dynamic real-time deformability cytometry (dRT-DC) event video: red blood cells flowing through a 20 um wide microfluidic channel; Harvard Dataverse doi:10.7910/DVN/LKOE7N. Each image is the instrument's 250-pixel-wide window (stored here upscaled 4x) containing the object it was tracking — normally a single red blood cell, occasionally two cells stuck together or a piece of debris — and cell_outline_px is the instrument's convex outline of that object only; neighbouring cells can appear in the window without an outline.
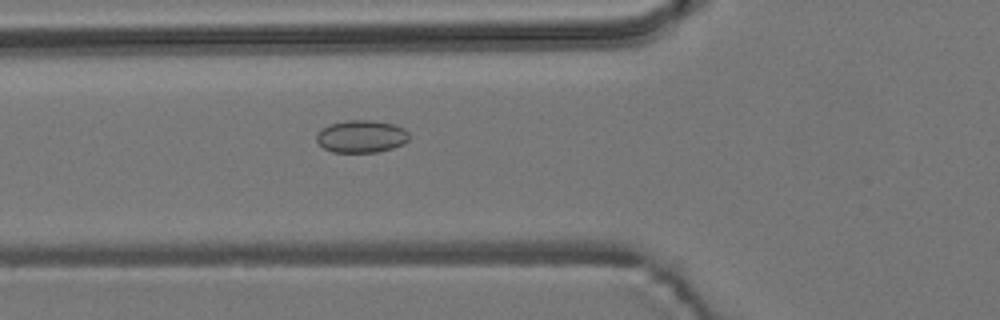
{"species": "common noctule bat (a hibernating species)", "species_latin": "Nyctalus noctula", "temperature_condition": "room temperature", "stored_images_in_passage": 5, "camera_frame_rate_fps": 3000, "um_per_image_px": 0.085, "animal": {"sex": "male", "body_mass_g": 19.2, "forearm_length_mm": 51.8}, "frame": {"image": 1, "passage_image": 5, "time_ms": 6.0, "image_size_px": [1000, 320], "cell_outline_px": [[408, 140], [404, 144], [392, 148], [376, 152], [332, 152], [324, 148], [316, 140], [316, 132], [320, 128], [328, 124], [348, 120], [372, 120], [392, 124], [404, 128], [408, 132]], "centroid_in_image_um": [30.68, 11.59], "position_along_channel_um": 95.1, "area_um2": 17.63}}